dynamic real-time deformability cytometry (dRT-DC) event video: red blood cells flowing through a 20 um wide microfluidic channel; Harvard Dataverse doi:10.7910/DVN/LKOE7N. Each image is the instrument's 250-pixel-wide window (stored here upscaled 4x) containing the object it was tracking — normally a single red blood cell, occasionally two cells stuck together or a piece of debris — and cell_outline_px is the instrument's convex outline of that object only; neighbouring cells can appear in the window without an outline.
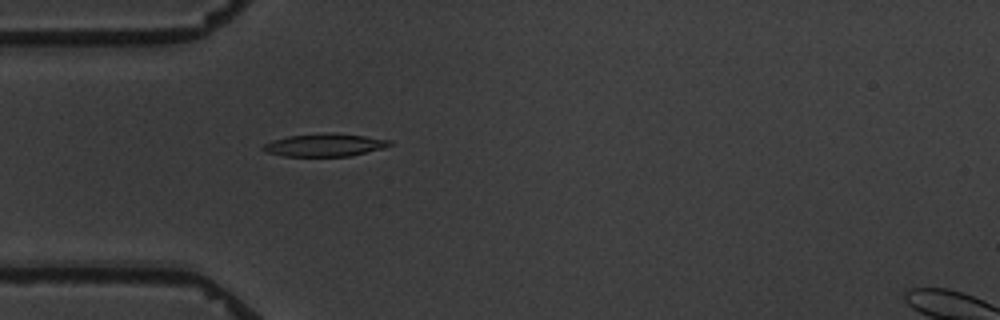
{"species": "common noctule bat (a hibernating species)", "species_latin": "Nyctalus noctula", "temperature_condition": "warm", "stored_images_in_passage": 5, "camera_frame_rate_fps": 3000, "um_per_image_px": 0.085, "animal": {"sex": "male", "body_mass_g": 19.5, "forearm_length_mm": 54.6}, "frame": {"image": 1, "passage_image": 5, "time_ms": 5.333, "image_size_px": [1000, 320], "cell_outline_px": [[392, 144], [384, 148], [352, 156], [284, 156], [268, 152], [260, 148], [264, 144], [272, 140], [288, 136], [324, 132], [332, 132], [364, 136], [392, 140]], "centroid_in_image_um": [27.62, 12.32], "position_along_channel_um": 57.4, "area_um2": 16.94}}